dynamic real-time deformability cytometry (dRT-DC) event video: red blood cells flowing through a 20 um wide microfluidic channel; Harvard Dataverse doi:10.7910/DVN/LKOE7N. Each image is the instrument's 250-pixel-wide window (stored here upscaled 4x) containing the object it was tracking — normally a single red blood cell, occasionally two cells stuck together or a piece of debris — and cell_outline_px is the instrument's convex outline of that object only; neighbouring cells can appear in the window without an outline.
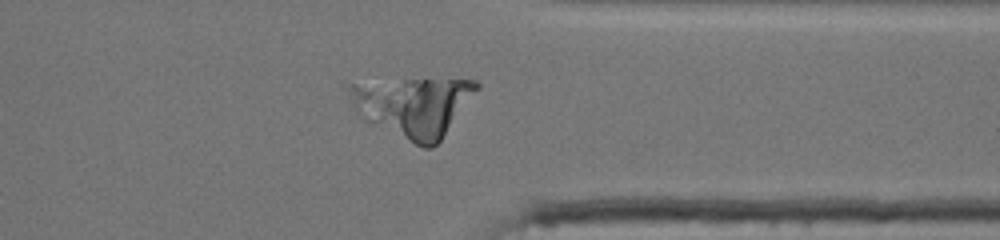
{"species": "human", "species_latin": "Homo sapiens", "temperature_condition": "cold", "stored_images_in_passage": 39, "camera_frame_rate_fps": 3000, "um_per_image_px": 0.085, "donor": {"sex": "male"}, "frame": {"image": 1, "passage_image": 39, "time_ms": 12.667, "image_size_px": [1000, 240], "cell_outline_px": [[480, 88], [440, 140], [432, 148], [424, 148], [416, 144], [372, 120], [356, 108], [340, 80], [476, 80], [480, 84]], "centroid_in_image_um": [35.11, 8.96], "position_along_channel_um": 376.3, "area_um2": 43.29}}